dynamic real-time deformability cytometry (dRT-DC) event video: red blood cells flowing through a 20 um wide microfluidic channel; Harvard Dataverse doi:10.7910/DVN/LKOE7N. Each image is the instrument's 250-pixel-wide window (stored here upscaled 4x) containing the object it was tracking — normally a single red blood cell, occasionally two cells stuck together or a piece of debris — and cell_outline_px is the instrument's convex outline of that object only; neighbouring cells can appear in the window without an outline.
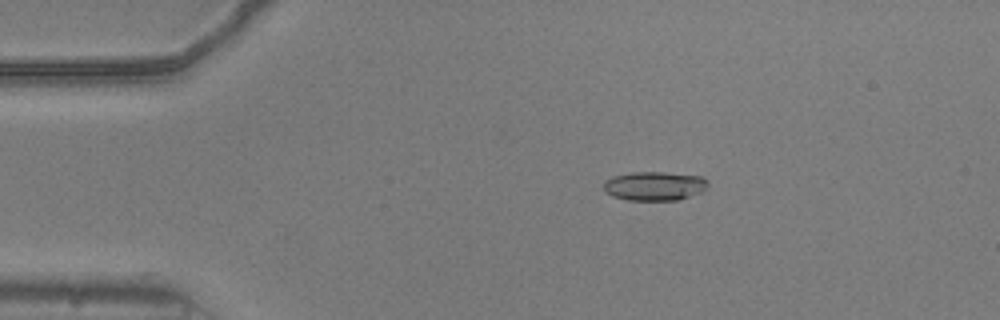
{"species": "common noctule bat (a hibernating species)", "species_latin": "Nyctalus noctula", "temperature_condition": "warm", "stored_images_in_passage": 43, "camera_frame_rate_fps": 3000, "um_per_image_px": 0.085, "animal": {"sex": "male", "body_mass_g": 20.5, "forearm_length_mm": 52.5}, "frame": {"image": 1, "passage_image": 2, "time_ms": 0.333, "image_size_px": [1000, 320], "cell_outline_px": [[708, 188], [700, 192], [680, 200], [628, 200], [612, 196], [604, 192], [604, 180], [612, 176], [632, 172], [664, 172], [700, 176], [708, 180]], "centroid_in_image_um": [55.62, 15.81], "position_along_channel_um": 29.4, "area_um2": 17.8}}
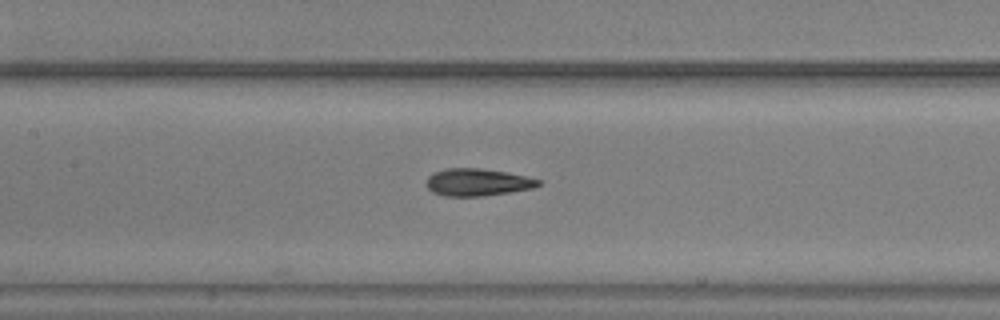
{"frame": {"image": 2, "passage_image": 17, "time_ms": 5.333, "image_size_px": [1000, 320], "cell_outline_px": [[540, 184], [532, 188], [484, 196], [444, 196], [432, 192], [428, 188], [428, 176], [444, 168], [480, 168], [504, 172], [524, 176], [540, 180]], "centroid_in_image_um": [40.55, 15.49], "position_along_channel_um": 166.8, "area_um2": 17.51}}
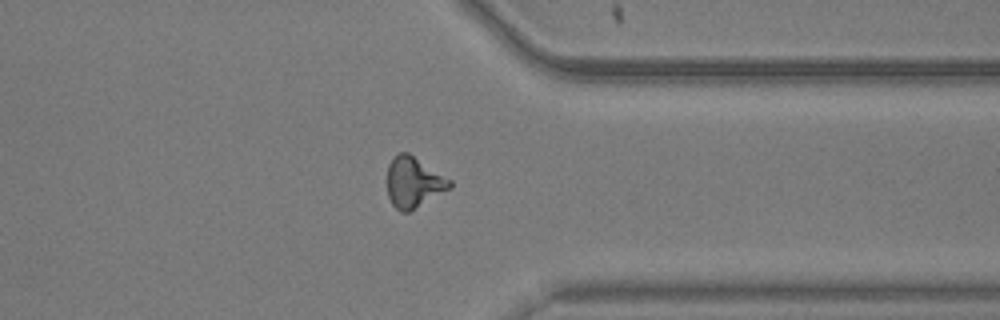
{"frame": {"image": 3, "passage_image": 34, "time_ms": 11.0, "image_size_px": [1000, 320], "cell_outline_px": [[452, 188], [408, 212], [400, 212], [392, 204], [388, 196], [388, 164], [400, 152], [408, 152], [452, 180]], "centroid_in_image_um": [35.18, 15.5], "position_along_channel_um": 376.2, "area_um2": 18.38}}